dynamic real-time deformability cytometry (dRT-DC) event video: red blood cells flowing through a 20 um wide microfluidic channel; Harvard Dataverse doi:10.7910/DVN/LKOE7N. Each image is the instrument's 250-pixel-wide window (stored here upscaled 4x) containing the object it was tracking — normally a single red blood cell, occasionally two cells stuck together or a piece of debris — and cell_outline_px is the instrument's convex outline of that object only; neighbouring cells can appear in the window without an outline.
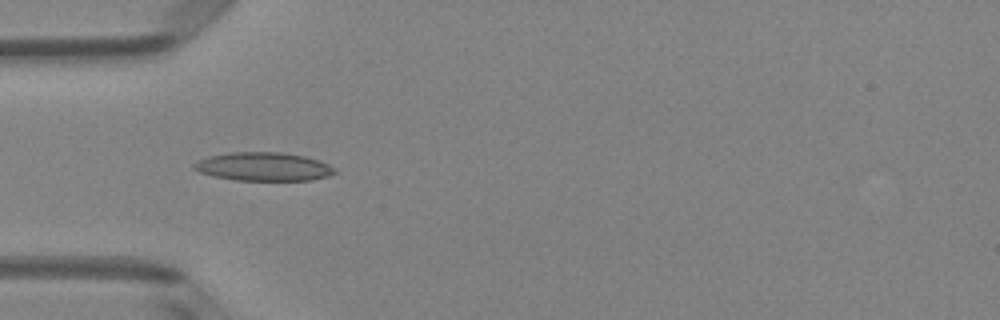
{"species": "Egyptian fruit bat (a non-hibernating species)", "species_latin": "Rousettus aegyptiacus", "temperature_condition": "room temperature", "stored_images_in_passage": 6, "camera_frame_rate_fps": 3000, "um_per_image_px": 0.085, "animal": {"sex": "female"}, "frame": {"image": 1, "passage_image": 4, "time_ms": 1.0, "image_size_px": [1000, 320], "cell_outline_px": [[336, 172], [328, 176], [312, 180], [236, 180], [212, 176], [200, 172], [192, 168], [192, 164], [208, 156], [228, 152], [284, 152], [304, 156], [320, 160], [328, 164]], "centroid_in_image_um": [22.37, 14.16], "position_along_channel_um": 62.6, "area_um2": 23.41}}
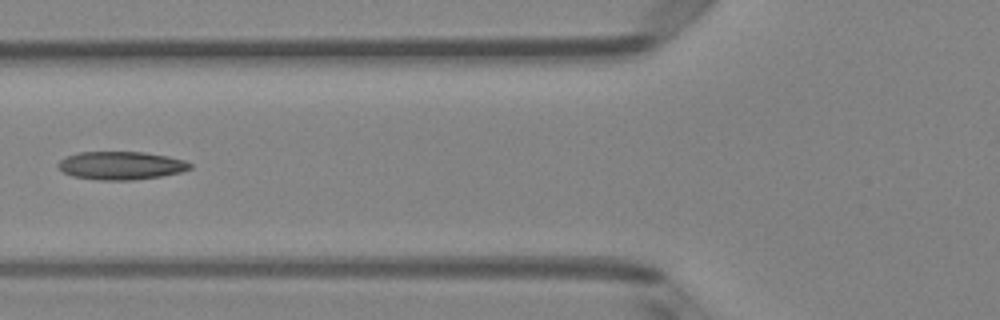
{"frame": {"image": 2, "passage_image": 5, "time_ms": 1.333, "image_size_px": [1000, 320], "cell_outline_px": [[192, 168], [180, 172], [160, 176], [132, 180], [100, 180], [72, 176], [64, 172], [56, 164], [60, 160], [76, 152], [144, 152], [168, 156], [184, 160], [192, 164]], "centroid_in_image_um": [10.29, 14.06], "position_along_channel_um": 115.5, "area_um2": 21.56}}
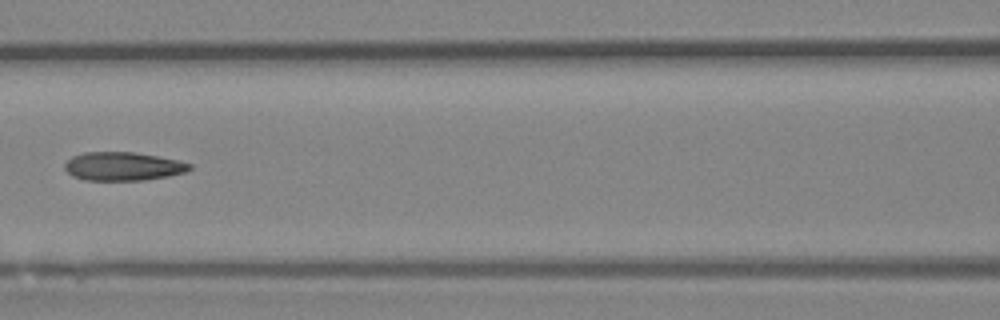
{"frame": {"image": 3, "passage_image": 6, "time_ms": 1.667, "image_size_px": [1000, 320], "cell_outline_px": [[192, 168], [188, 172], [168, 176], [144, 180], [84, 180], [72, 176], [64, 168], [64, 164], [72, 156], [84, 152], [132, 152], [156, 156], [176, 160], [192, 164]], "centroid_in_image_um": [10.45, 14.14], "position_along_channel_um": 156.2, "area_um2": 20.75}}